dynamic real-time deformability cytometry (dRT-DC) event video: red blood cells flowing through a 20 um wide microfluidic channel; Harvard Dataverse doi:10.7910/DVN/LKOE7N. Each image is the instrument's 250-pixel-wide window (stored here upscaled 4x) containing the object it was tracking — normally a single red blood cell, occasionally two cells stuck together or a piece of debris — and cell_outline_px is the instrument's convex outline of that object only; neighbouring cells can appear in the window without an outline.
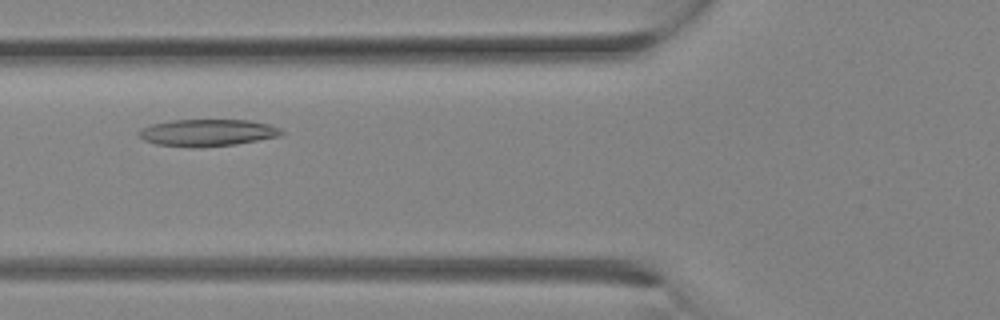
{"species": "Egyptian fruit bat (a non-hibernating species)", "species_latin": "Rousettus aegyptiacus", "temperature_condition": "room temperature", "stored_images_in_passage": 8, "camera_frame_rate_fps": 3000, "um_per_image_px": 0.085, "animal": {"sex": "female"}, "frame": {"image": 1, "passage_image": 5, "time_ms": 1.333, "image_size_px": [1000, 320], "cell_outline_px": [[284, 132], [280, 136], [236, 144], [196, 148], [188, 148], [156, 144], [144, 140], [136, 132], [140, 128], [152, 124], [172, 120], [248, 120], [268, 124], [280, 128]], "centroid_in_image_um": [17.6, 11.29], "position_along_channel_um": 108.2, "area_um2": 22.54}}
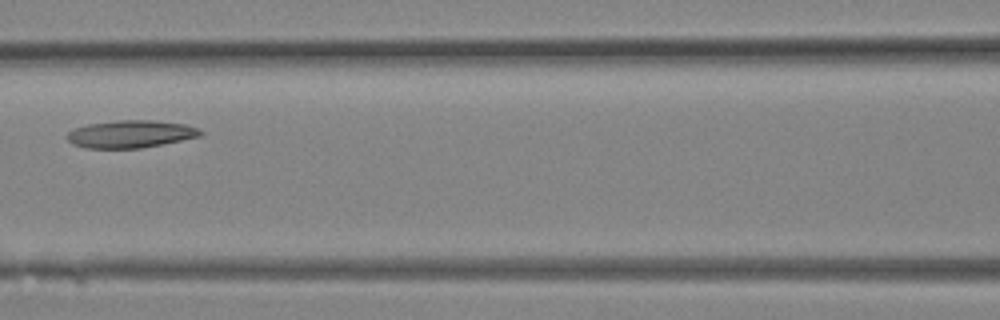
{"frame": {"image": 2, "passage_image": 7, "time_ms": 2.0, "image_size_px": [1000, 320], "cell_outline_px": [[204, 132], [200, 136], [140, 148], [84, 148], [72, 144], [68, 140], [68, 132], [76, 128], [88, 124], [116, 120], [156, 120], [188, 124], [200, 128]], "centroid_in_image_um": [11.14, 11.38], "position_along_channel_um": 155.5, "area_um2": 21.39}}